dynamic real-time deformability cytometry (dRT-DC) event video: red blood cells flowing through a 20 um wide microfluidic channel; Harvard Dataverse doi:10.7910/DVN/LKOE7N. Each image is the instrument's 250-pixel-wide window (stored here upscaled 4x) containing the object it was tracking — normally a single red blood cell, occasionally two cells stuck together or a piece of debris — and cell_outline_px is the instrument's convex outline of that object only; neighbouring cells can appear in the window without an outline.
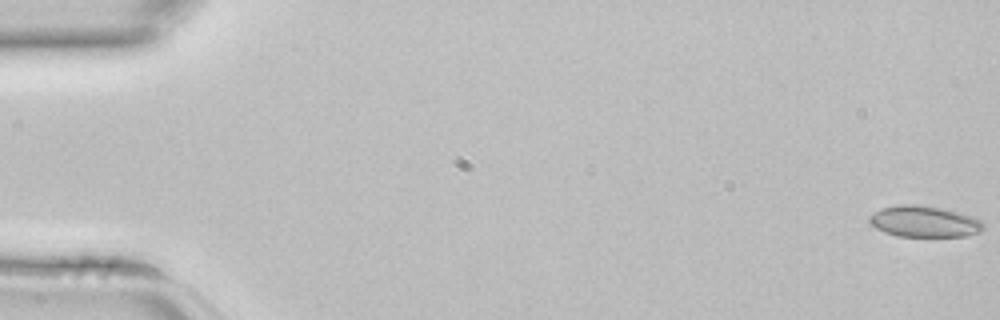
{"species": "common noctule bat (a hibernating species)", "species_latin": "Nyctalus noctula", "temperature_condition": "room temperature", "stored_images_in_passage": 4, "camera_frame_rate_fps": 3000, "um_per_image_px": 0.085, "animal": {"sex": "female", "body_mass_g": 22.7, "forearm_length_mm": 54.2}, "frame": {"image": 1, "passage_image": 1, "time_ms": 0.0, "image_size_px": [1000, 320], "cell_outline_px": [[984, 228], [980, 232], [968, 236], [896, 236], [884, 232], [876, 228], [868, 220], [868, 216], [884, 208], [900, 204], [912, 204], [940, 208], [972, 216], [980, 220], [984, 224]], "centroid_in_image_um": [78.57, 18.84], "position_along_channel_um": 6.4, "area_um2": 20.52}}
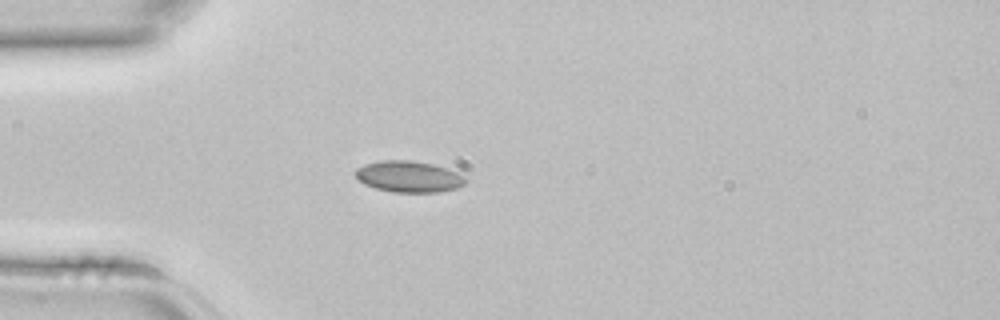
{"frame": {"image": 2, "passage_image": 4, "time_ms": 1.0, "image_size_px": [1000, 320], "cell_outline_px": [[464, 184], [456, 188], [440, 192], [392, 192], [376, 188], [364, 184], [356, 180], [352, 172], [356, 168], [364, 164], [380, 160], [408, 160], [432, 164], [460, 172], [464, 176]], "centroid_in_image_um": [34.68, 15.0], "position_along_channel_um": 50.3, "area_um2": 20.29}}